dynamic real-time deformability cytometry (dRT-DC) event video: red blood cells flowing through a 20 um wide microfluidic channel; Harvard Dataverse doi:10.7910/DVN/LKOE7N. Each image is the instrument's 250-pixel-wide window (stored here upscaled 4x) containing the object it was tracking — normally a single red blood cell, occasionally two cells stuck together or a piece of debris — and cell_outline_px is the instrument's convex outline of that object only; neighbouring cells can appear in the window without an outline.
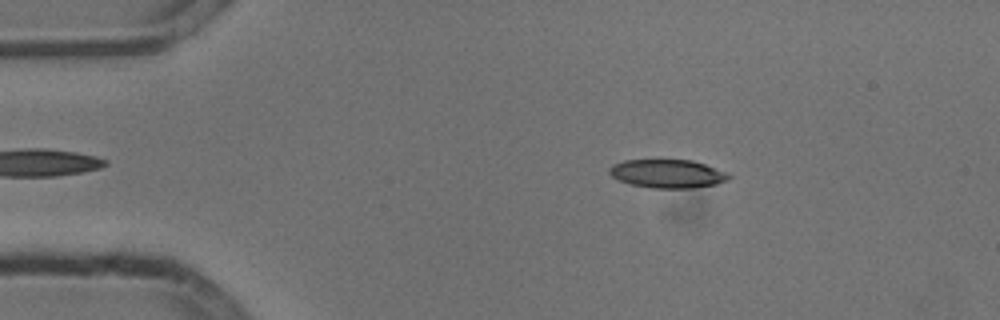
{"species": "common noctule bat (a hibernating species)", "species_latin": "Nyctalus noctula", "temperature_condition": "cold", "stored_images_in_passage": 46, "camera_frame_rate_fps": 3000, "um_per_image_px": 0.085, "animal": {"sex": "male", "body_mass_g": 13.3}, "frame": {"image": 1, "passage_image": 9, "time_ms": 2.667, "image_size_px": [1000, 320], "cell_outline_px": [[732, 176], [728, 180], [716, 184], [692, 188], [652, 188], [632, 184], [620, 180], [612, 176], [608, 172], [608, 168], [612, 164], [624, 160], [692, 160], [728, 172]], "centroid_in_image_um": [56.75, 14.76], "position_along_channel_um": 28.2, "area_um2": 19.83}}
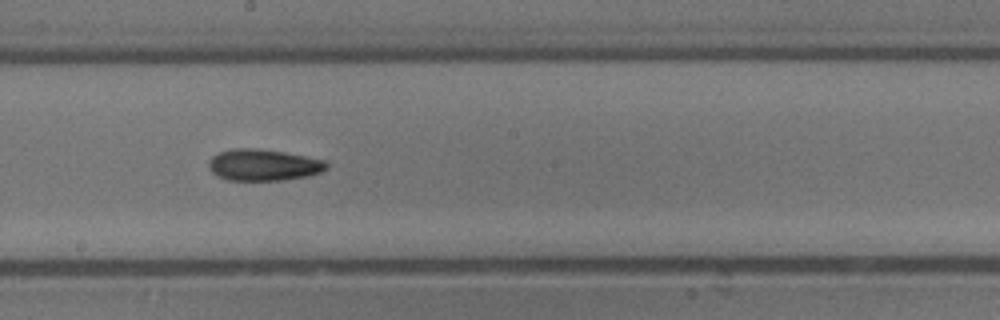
{"frame": {"image": 2, "passage_image": 29, "time_ms": 9.333, "image_size_px": [1000, 320], "cell_outline_px": [[328, 168], [320, 172], [308, 176], [284, 180], [228, 180], [216, 176], [208, 168], [208, 160], [212, 156], [220, 152], [232, 148], [256, 148], [304, 156], [324, 160], [328, 164]], "centroid_in_image_um": [22.35, 14.03], "position_along_channel_um": 225.9, "area_um2": 21.62}}
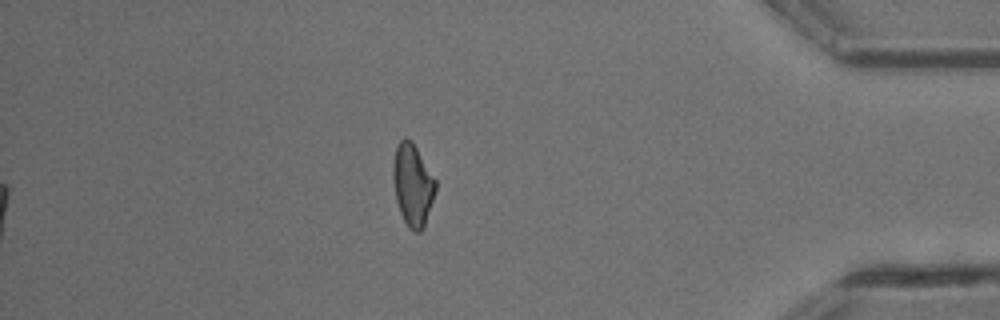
{"frame": {"image": 3, "passage_image": 46, "time_ms": 15.0, "image_size_px": [1000, 320], "cell_outline_px": [[436, 188], [424, 228], [420, 232], [412, 232], [408, 228], [400, 212], [396, 200], [392, 176], [392, 168], [396, 148], [400, 140], [404, 136], [412, 140], [436, 180]], "centroid_in_image_um": [35.07, 15.71], "position_along_channel_um": 400.1, "area_um2": 20.4}, "authors_computed_cell_mechanics": {"area_um2": 20.7791, "velocity_mm_per_s": 3.8052, "shape_relaxation_time_tau1_ms": 4.9042, "shape_relaxation_time_tau2_ms": null, "deformation_change_tau1": 0.1615, "deformation_change_tau2": null}}